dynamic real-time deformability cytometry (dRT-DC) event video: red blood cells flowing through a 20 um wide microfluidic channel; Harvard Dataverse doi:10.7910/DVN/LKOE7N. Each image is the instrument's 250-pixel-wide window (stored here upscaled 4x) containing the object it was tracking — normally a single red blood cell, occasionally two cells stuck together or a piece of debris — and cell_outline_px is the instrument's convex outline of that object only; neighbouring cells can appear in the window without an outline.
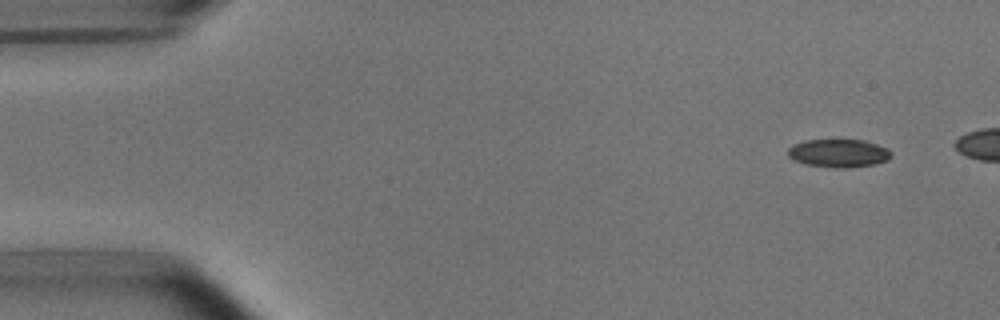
{"species": "common noctule bat (a hibernating species)", "species_latin": "Nyctalus noctula", "temperature_condition": "room temperature", "stored_images_in_passage": 5, "camera_frame_rate_fps": 3000, "um_per_image_px": 0.085, "animal": {"sex": "male", "body_mass_g": 15.6}, "frame": {"image": 1, "passage_image": 1, "time_ms": 0.0, "image_size_px": [1000, 320], "cell_outline_px": [[892, 156], [888, 160], [876, 164], [844, 168], [836, 168], [808, 164], [796, 160], [788, 156], [788, 148], [792, 144], [804, 140], [864, 140], [888, 148], [892, 152]], "centroid_in_image_um": [71.31, 13.01], "position_along_channel_um": 13.7, "area_um2": 16.94}}